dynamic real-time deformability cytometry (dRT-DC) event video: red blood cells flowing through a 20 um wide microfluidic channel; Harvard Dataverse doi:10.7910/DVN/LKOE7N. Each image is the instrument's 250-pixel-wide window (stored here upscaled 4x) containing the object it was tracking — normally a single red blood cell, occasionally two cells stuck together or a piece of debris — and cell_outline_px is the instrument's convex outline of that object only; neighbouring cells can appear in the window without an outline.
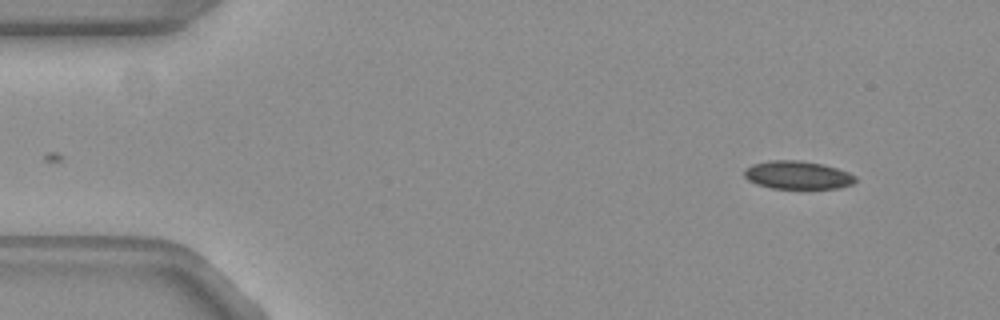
{"species": "common noctule bat (a hibernating species)", "species_latin": "Nyctalus noctula", "temperature_condition": "warm", "stored_images_in_passage": 50, "camera_frame_rate_fps": 3000, "um_per_image_px": 0.085, "animal": {"sex": "female", "body_mass_g": 19.3, "forearm_length_mm": 54.1}, "frame": {"image": 1, "passage_image": 1, "time_ms": 0.0, "image_size_px": [1000, 320], "cell_outline_px": [[856, 180], [852, 184], [840, 188], [772, 188], [756, 184], [748, 180], [744, 176], [744, 168], [752, 164], [772, 160], [800, 160], [820, 164], [836, 168], [848, 172], [856, 176]], "centroid_in_image_um": [67.77, 14.88], "position_along_channel_um": 17.2, "area_um2": 18.15}}
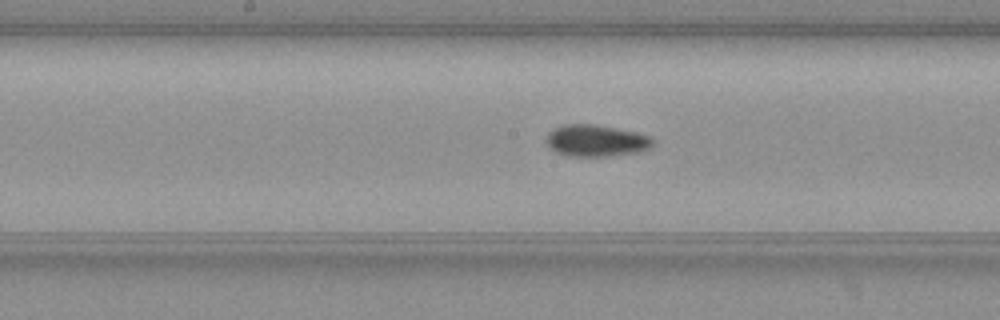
{"frame": {"image": 2, "passage_image": 23, "time_ms": 7.333, "image_size_px": [1000, 320], "cell_outline_px": [[652, 148], [640, 152], [612, 156], [568, 156], [556, 152], [548, 148], [544, 140], [548, 132], [564, 124], [592, 124], [636, 132], [648, 136], [652, 140]], "centroid_in_image_um": [50.62, 11.97], "position_along_channel_um": 197.6, "area_um2": 19.83}}
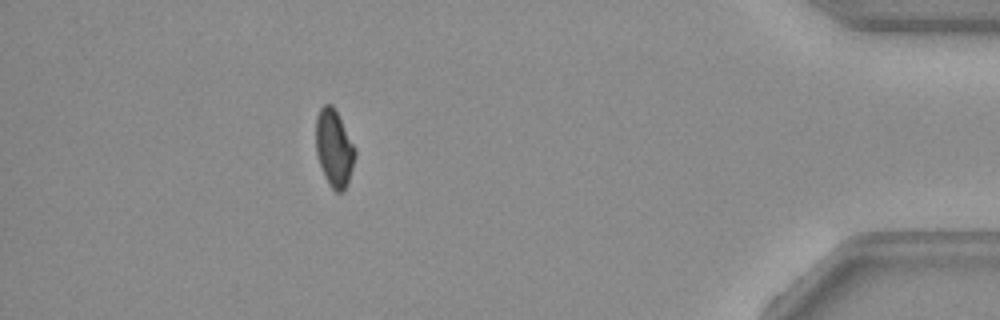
{"frame": {"image": 3, "passage_image": 44, "time_ms": 14.333, "image_size_px": [1000, 320], "cell_outline_px": [[356, 156], [348, 184], [344, 192], [336, 192], [328, 184], [324, 176], [316, 152], [316, 116], [320, 108], [324, 104], [332, 104], [356, 148]], "centroid_in_image_um": [28.41, 12.62], "position_along_channel_um": 406.8, "area_um2": 17.74}, "authors_computed_cell_mechanics": {"area_um2": 18.8428, "velocity_mm_per_s": 3.7843, "shape_relaxation_time_tau1_ms": null, "shape_relaxation_time_tau2_ms": 4.7439, "deformation_change_tau1": null, "deformation_change_tau2": 0.0726}}